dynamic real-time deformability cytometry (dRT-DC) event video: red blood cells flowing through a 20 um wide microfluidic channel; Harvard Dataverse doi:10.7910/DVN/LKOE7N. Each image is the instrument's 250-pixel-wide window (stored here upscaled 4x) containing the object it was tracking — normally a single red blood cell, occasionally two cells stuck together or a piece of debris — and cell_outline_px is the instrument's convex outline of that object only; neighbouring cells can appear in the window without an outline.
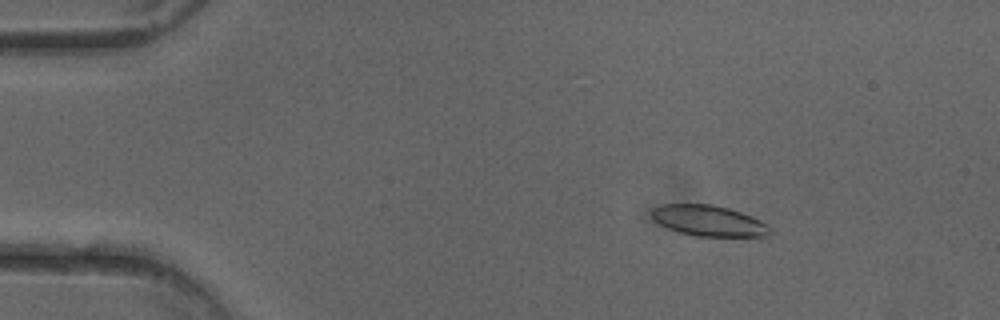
{"species": "common noctule bat (a hibernating species)", "species_latin": "Nyctalus noctula", "temperature_condition": "cold", "stored_images_in_passage": 51, "camera_frame_rate_fps": 3000, "um_per_image_px": 0.085, "animal": {"sex": "female"}, "frame": {"image": 1, "passage_image": 8, "time_ms": 2.333, "image_size_px": [1000, 320], "cell_outline_px": [[772, 232], [768, 236], [696, 236], [680, 232], [668, 228], [660, 224], [652, 216], [652, 208], [660, 204], [712, 204], [728, 208], [752, 216], [760, 220]], "centroid_in_image_um": [60.22, 18.75], "position_along_channel_um": 24.8, "area_um2": 20.98}}
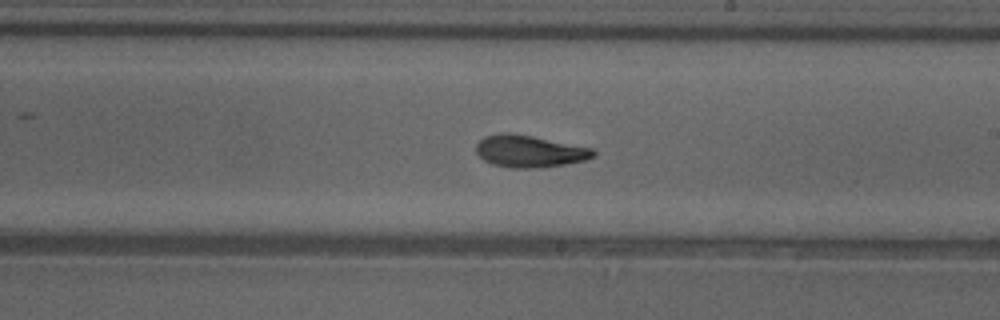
{"frame": {"image": 2, "passage_image": 30, "time_ms": 9.667, "image_size_px": [1000, 320], "cell_outline_px": [[596, 156], [584, 160], [564, 164], [536, 168], [512, 168], [492, 164], [484, 160], [476, 152], [476, 144], [484, 136], [500, 132], [508, 132], [532, 136], [592, 148], [596, 152]], "centroid_in_image_um": [44.98, 12.85], "position_along_channel_um": 244.0, "area_um2": 21.85}}
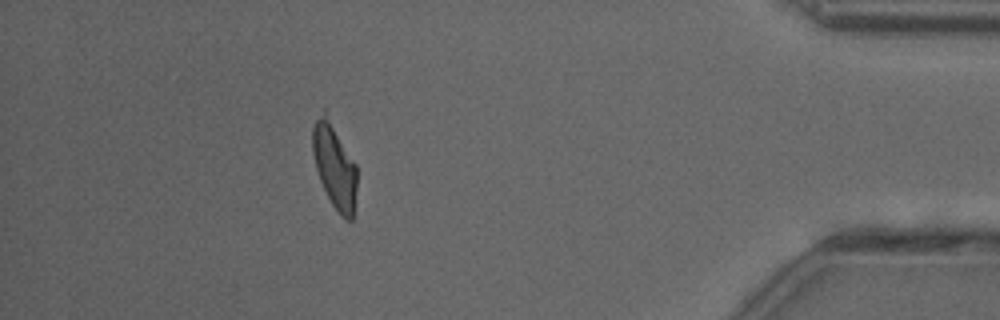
{"frame": {"image": 3, "passage_image": 46, "time_ms": 15.0, "image_size_px": [1000, 320], "cell_outline_px": [[356, 188], [352, 220], [348, 220], [340, 216], [332, 204], [320, 180], [316, 168], [312, 152], [312, 128], [316, 120], [324, 108], [356, 164]], "centroid_in_image_um": [28.42, 14.09], "position_along_channel_um": 406.8, "area_um2": 21.68}, "authors_computed_cell_mechanics": {"area_um2": 21.6172, "velocity_mm_per_s": 4.0106, "shape_relaxation_time_tau1_ms": 4.5816, "shape_relaxation_time_tau2_ms": 2.3993, "deformation_change_tau1": 0.1826, "deformation_change_tau2": 0.103}}